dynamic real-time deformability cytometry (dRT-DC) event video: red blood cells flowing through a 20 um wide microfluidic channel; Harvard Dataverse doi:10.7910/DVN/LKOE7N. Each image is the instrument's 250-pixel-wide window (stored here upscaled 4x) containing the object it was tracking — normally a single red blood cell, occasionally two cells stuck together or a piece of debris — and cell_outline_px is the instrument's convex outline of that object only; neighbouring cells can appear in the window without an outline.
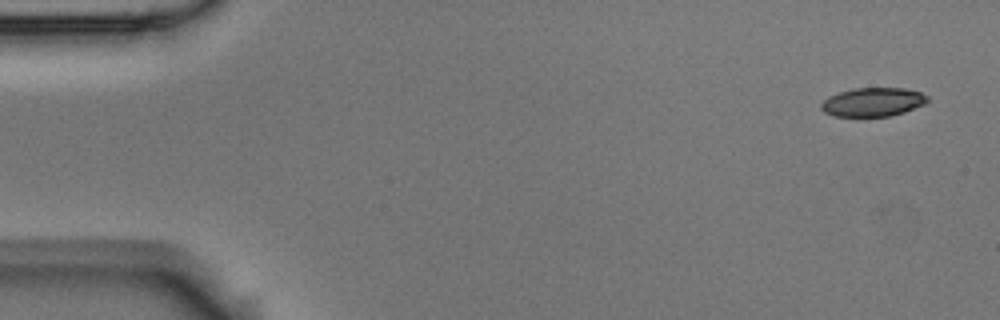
{"species": "Egyptian fruit bat (a non-hibernating species)", "species_latin": "Rousettus aegyptiacus", "temperature_condition": "room temperature", "stored_images_in_passage": 2, "camera_frame_rate_fps": 3000, "um_per_image_px": 0.085, "animal": {"sex": "male"}, "frame": {"image": 1, "passage_image": 2, "time_ms": 0.333, "image_size_px": [1000, 320], "cell_outline_px": [[928, 100], [924, 104], [904, 112], [888, 116], [832, 116], [824, 112], [820, 108], [820, 104], [828, 96], [852, 88], [904, 88], [920, 92], [928, 96]], "centroid_in_image_um": [74.17, 8.67], "position_along_channel_um": 10.8, "area_um2": 17.8}}